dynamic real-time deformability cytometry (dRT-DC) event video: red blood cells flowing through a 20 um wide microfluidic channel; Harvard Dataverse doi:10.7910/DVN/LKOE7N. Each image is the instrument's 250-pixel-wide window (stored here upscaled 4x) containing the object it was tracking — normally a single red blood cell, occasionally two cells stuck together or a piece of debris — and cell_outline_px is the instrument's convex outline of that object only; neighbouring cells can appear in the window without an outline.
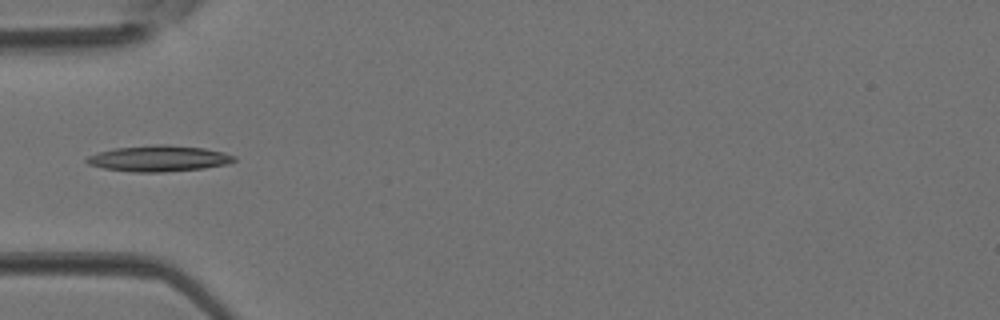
{"species": "Egyptian fruit bat (a non-hibernating species)", "species_latin": "Rousettus aegyptiacus", "temperature_condition": "room temperature", "stored_images_in_passage": 4, "camera_frame_rate_fps": 3000, "um_per_image_px": 0.085, "animal": {"sex": "female"}, "frame": {"image": 1, "passage_image": 4, "time_ms": 1.0, "image_size_px": [1000, 320], "cell_outline_px": [[236, 160], [228, 164], [204, 168], [160, 172], [136, 172], [104, 168], [88, 164], [84, 160], [88, 156], [112, 148], [156, 144], [168, 144], [204, 148], [224, 152], [236, 156]], "centroid_in_image_um": [13.52, 13.46], "position_along_channel_um": 71.5, "area_um2": 22.37}}